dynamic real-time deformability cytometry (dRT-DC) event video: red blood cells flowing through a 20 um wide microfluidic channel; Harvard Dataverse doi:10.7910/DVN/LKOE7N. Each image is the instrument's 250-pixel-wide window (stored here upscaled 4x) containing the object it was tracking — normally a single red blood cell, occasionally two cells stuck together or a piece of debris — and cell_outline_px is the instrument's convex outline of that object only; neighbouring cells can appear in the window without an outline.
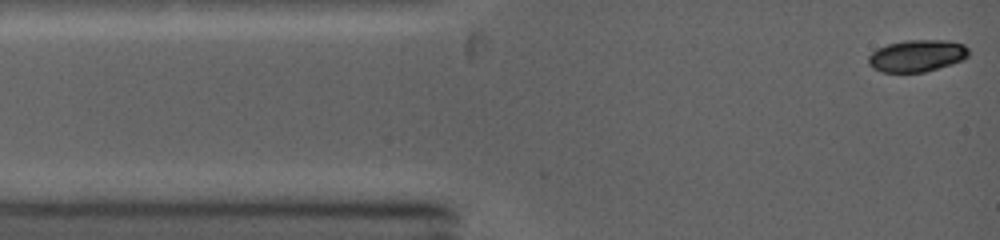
{"species": "common noctule bat (a hibernating species)", "species_latin": "Nyctalus noctula", "temperature_condition": "warm", "stored_images_in_passage": 3, "camera_frame_rate_fps": 5000, "um_per_image_px": 0.085, "animal": {"sex": "female", "body_mass_g": 19.0, "forearm_length_mm": 53.3}, "frame": {"image": 1, "passage_image": 1, "time_ms": 0.0, "image_size_px": [1000, 240], "cell_outline_px": [[968, 56], [964, 60], [952, 64], [924, 72], [880, 72], [872, 68], [868, 64], [868, 56], [876, 48], [888, 44], [904, 40], [948, 40], [964, 44], [968, 48]], "centroid_in_image_um": [77.93, 4.74], "position_along_channel_um": 7.1, "area_um2": 18.9}}
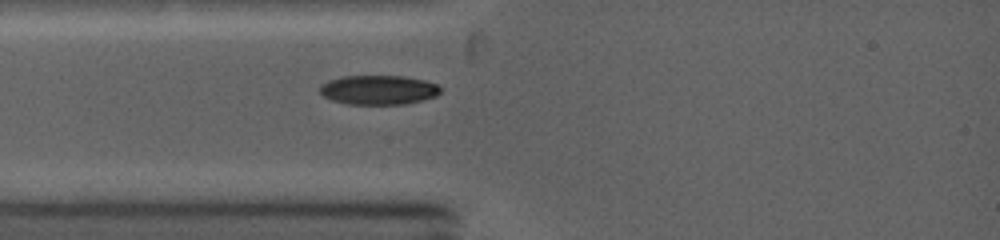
{"frame": {"image": 2, "passage_image": 3, "time_ms": 2.4, "image_size_px": [1000, 240], "cell_outline_px": [[440, 92], [436, 96], [404, 104], [348, 104], [332, 100], [324, 96], [320, 92], [320, 84], [328, 80], [340, 76], [404, 76], [424, 80], [436, 84], [440, 88]], "centroid_in_image_um": [32.14, 7.63], "position_along_channel_um": 52.9, "area_um2": 20.58}}